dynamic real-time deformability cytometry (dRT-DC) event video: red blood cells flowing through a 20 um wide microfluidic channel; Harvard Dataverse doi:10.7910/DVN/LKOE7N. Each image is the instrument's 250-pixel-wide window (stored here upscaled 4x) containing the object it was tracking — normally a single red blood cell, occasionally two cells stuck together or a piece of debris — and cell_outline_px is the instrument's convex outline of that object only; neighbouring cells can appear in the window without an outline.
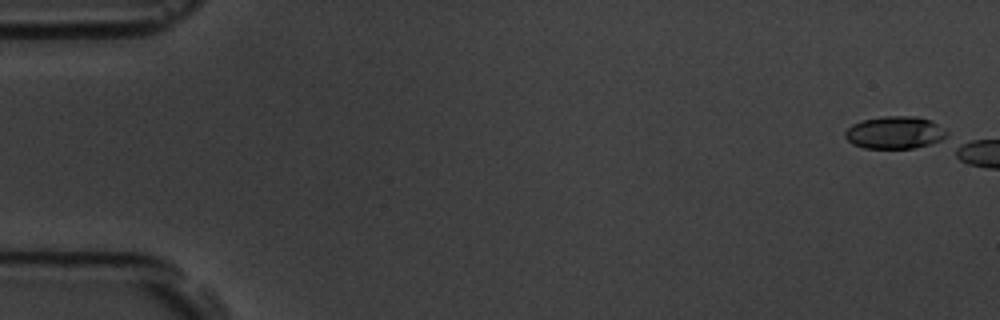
{"species": "common noctule bat (a hibernating species)", "species_latin": "Nyctalus noctula", "temperature_condition": "room temperature", "stored_images_in_passage": 5, "camera_frame_rate_fps": 3000, "um_per_image_px": 0.085, "animal": {"sex": "male", "body_mass_g": 19.5, "forearm_length_mm": 54.6}, "frame": {"image": 1, "passage_image": 1, "time_ms": 0.0, "image_size_px": [1000, 320], "cell_outline_px": [[948, 140], [912, 148], [864, 148], [852, 144], [844, 136], [844, 132], [852, 124], [860, 120], [884, 116], [912, 116], [932, 120], [948, 132]], "centroid_in_image_um": [76.09, 11.27], "position_along_channel_um": 8.9, "area_um2": 19.54}}